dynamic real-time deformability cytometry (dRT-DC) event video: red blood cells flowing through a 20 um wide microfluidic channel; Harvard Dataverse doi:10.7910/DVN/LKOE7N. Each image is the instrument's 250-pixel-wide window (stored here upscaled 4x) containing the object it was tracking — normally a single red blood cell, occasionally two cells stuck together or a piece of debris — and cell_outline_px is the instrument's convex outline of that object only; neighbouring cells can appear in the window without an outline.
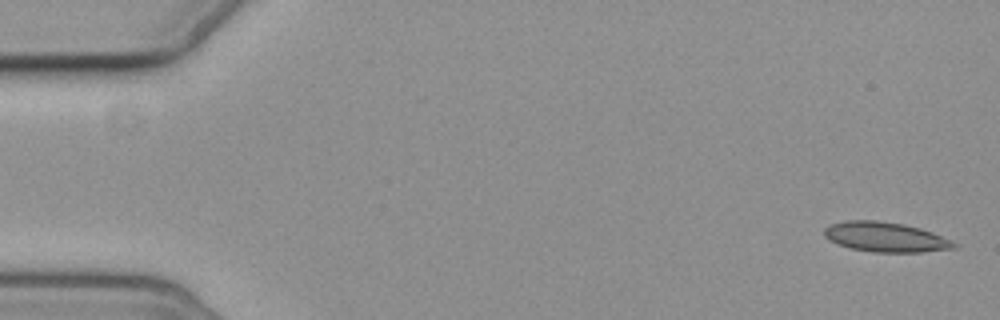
{"species": "common noctule bat (a hibernating species)", "species_latin": "Nyctalus noctula", "temperature_condition": "cold", "stored_images_in_passage": 5, "camera_frame_rate_fps": 3000, "um_per_image_px": 0.085, "animal": {"sex": "female", "body_mass_g": 19.3, "forearm_length_mm": 54.1}, "frame": {"image": 1, "passage_image": 1, "time_ms": 0.0, "image_size_px": [1000, 320], "cell_outline_px": [[956, 248], [920, 252], [872, 252], [848, 248], [836, 244], [828, 240], [824, 236], [824, 228], [832, 224], [844, 220], [876, 220], [904, 224], [920, 228], [932, 232], [956, 244]], "centroid_in_image_um": [75.19, 20.15], "position_along_channel_um": 9.8, "area_um2": 22.54}}
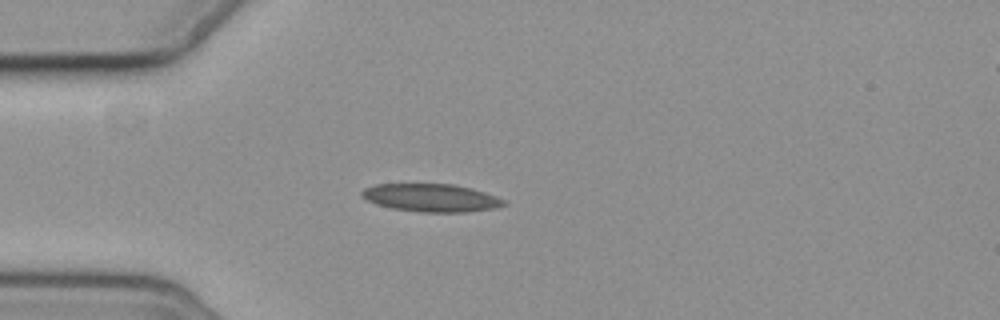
{"frame": {"image": 2, "passage_image": 5, "time_ms": 4.667, "image_size_px": [1000, 320], "cell_outline_px": [[508, 204], [496, 208], [468, 212], [420, 212], [392, 208], [376, 204], [360, 196], [360, 192], [364, 188], [376, 184], [452, 184], [472, 188], [496, 196], [504, 200]], "centroid_in_image_um": [36.66, 16.81], "position_along_channel_um": 48.3, "area_um2": 23.18}}